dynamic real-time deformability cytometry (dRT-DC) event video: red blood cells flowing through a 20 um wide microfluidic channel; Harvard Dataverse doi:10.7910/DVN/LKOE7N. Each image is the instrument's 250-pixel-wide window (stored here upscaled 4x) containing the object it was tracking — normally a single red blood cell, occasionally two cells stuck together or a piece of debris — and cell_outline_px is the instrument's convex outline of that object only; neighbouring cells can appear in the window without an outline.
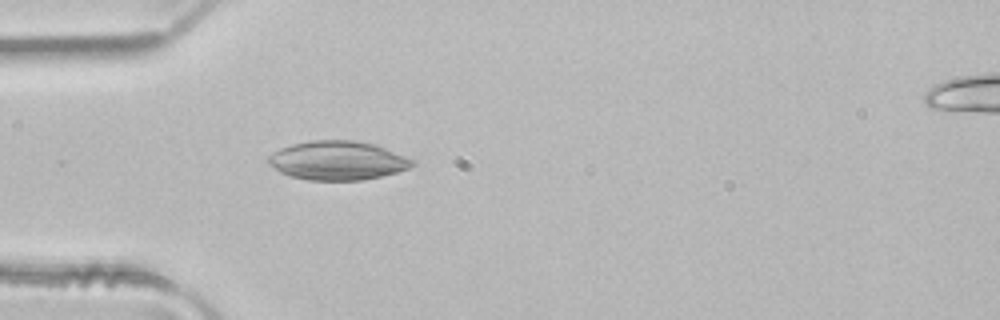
{"species": "common noctule bat (a hibernating species)", "species_latin": "Nyctalus noctula", "temperature_condition": "room temperature", "stored_images_in_passage": 2, "camera_frame_rate_fps": 3000, "um_per_image_px": 0.085, "animal": {"sex": "male", "body_mass_g": 21.5, "forearm_length_mm": 52.0}, "frame": {"image": 1, "passage_image": 1, "time_ms": 0.0, "image_size_px": [1000, 320], "cell_outline_px": [[416, 164], [408, 168], [396, 172], [364, 180], [308, 180], [288, 176], [280, 172], [268, 164], [264, 160], [272, 152], [280, 148], [292, 144], [312, 140], [356, 140], [372, 144], [384, 148], [416, 160]], "centroid_in_image_um": [28.65, 13.64], "position_along_channel_um": 56.4, "area_um2": 32.83}}